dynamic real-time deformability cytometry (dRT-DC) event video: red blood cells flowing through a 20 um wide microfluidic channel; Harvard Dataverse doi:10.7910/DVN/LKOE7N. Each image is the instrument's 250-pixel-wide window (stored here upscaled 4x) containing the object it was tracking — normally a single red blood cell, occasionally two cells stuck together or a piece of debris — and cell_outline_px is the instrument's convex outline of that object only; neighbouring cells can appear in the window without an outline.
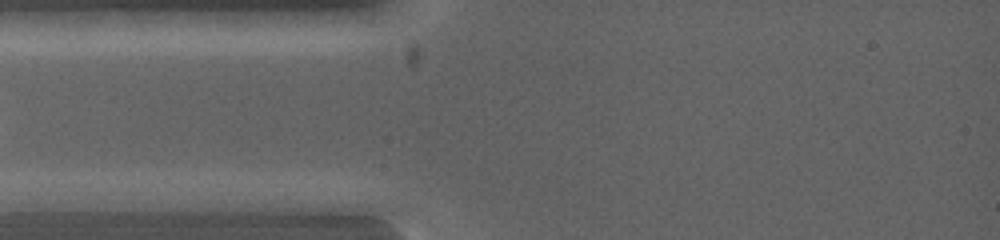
{"species": "common noctule bat (a hibernating species)", "species_latin": "Nyctalus noctula", "temperature_condition": "warm", "stored_images_in_passage": 4, "segment_of_instrument_passage": [1, 2], "camera_frame_rate_fps": 5000, "um_per_image_px": 0.085, "animal": {"sex": "female", "body_mass_g": 19.0, "forearm_length_mm": 53.3}, "frame": {"image": 1, "passage_image": 2, "time_ms": 0.2, "image_size_px": [1000, 240], "cell_outline_px": [[132, 200], [96, 212], [16, 212], [12, 200], [36, 192], [112, 192]], "centroid_in_image_um": [5.77, 17.16], "position_along_channel_um": 79.2, "area_um2": 14.33}}